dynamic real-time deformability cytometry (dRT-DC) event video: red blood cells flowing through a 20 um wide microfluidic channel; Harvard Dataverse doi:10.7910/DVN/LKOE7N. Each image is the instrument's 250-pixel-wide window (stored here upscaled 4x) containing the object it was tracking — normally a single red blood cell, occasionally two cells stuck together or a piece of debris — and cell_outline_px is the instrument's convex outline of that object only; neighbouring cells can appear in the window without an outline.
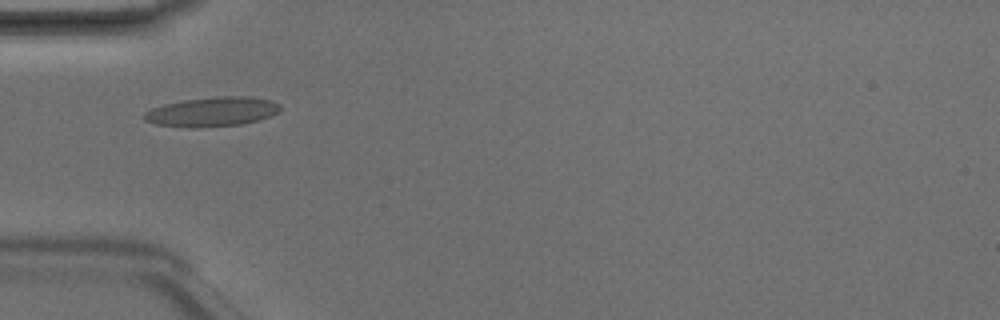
{"species": "Egyptian fruit bat (a non-hibernating species)", "species_latin": "Rousettus aegyptiacus", "temperature_condition": "room temperature", "stored_images_in_passage": 5, "camera_frame_rate_fps": 3000, "um_per_image_px": 0.085, "animal": {"sex": "male"}, "frame": {"image": 1, "passage_image": 4, "time_ms": 1.0, "image_size_px": [1000, 320], "cell_outline_px": [[280, 112], [256, 120], [240, 124], [196, 128], [192, 128], [152, 124], [144, 120], [144, 112], [152, 108], [164, 104], [184, 100], [224, 96], [248, 96], [272, 100], [280, 104]], "centroid_in_image_um": [18.01, 9.5], "position_along_channel_um": 67.0, "area_um2": 23.29}}